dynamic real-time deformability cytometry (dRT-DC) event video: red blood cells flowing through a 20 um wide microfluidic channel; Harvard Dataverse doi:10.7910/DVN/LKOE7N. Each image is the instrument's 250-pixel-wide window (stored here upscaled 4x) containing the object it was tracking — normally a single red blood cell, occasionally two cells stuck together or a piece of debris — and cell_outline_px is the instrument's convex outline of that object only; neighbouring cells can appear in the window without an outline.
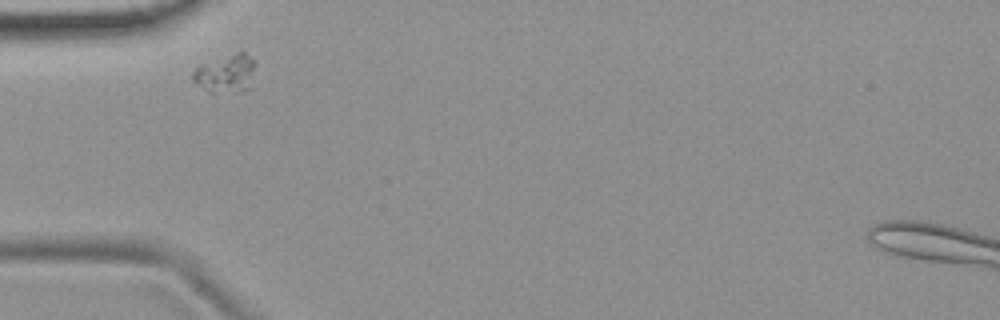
{"species": "common noctule bat (a hibernating species)", "species_latin": "Nyctalus noctula", "temperature_condition": "room temperature", "stored_images_in_passage": 6, "camera_frame_rate_fps": 3000, "um_per_image_px": 0.085, "animal": {"sex": "female", "body_mass_g": 19.9}, "frame": {"image": 1, "passage_image": 1, "time_ms": 0.0, "image_size_px": [1000, 320], "cell_outline_px": [[252, 88], [240, 92], [208, 92], [192, 80], [192, 72], [200, 64], [240, 48], [244, 48], [252, 60]], "centroid_in_image_um": [19.19, 6.2], "position_along_channel_um": 65.8, "area_um2": 14.39}}
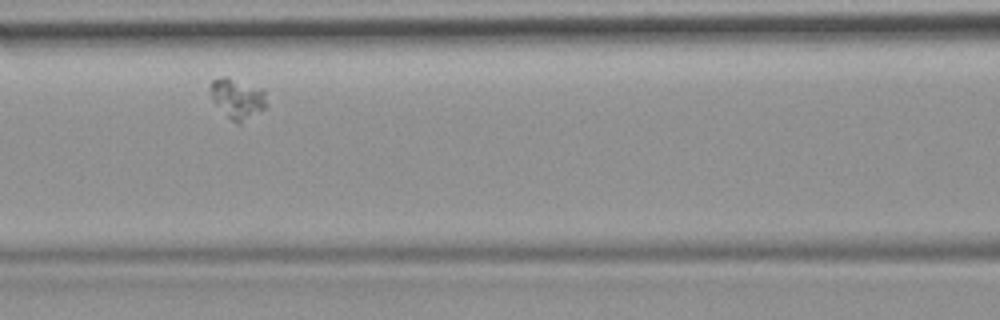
{"frame": {"image": 2, "passage_image": 3, "time_ms": 2.333, "image_size_px": [1000, 320], "cell_outline_px": [[268, 104], [264, 108], [240, 124], [236, 124], [212, 100], [212, 80], [220, 76], [228, 76], [264, 88]], "centroid_in_image_um": [20.24, 8.34], "position_along_channel_um": 146.4, "area_um2": 13.18}}
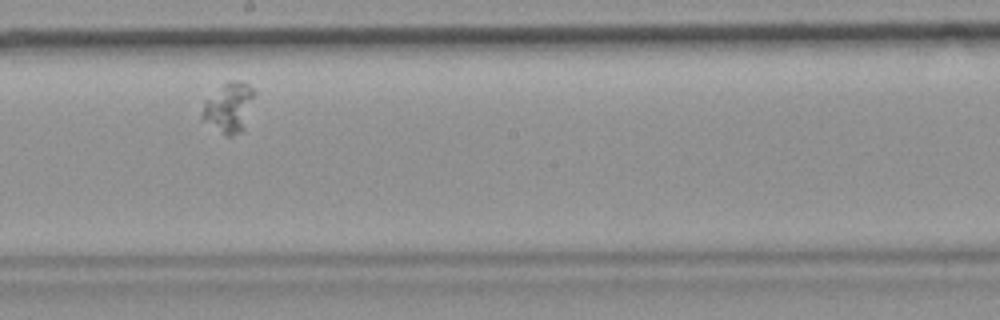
{"frame": {"image": 3, "passage_image": 5, "time_ms": 4.667, "image_size_px": [1000, 320], "cell_outline_px": [[252, 96], [244, 128], [240, 132], [232, 136], [228, 136], [200, 116], [204, 100], [220, 84], [228, 80], [244, 80], [252, 88]], "centroid_in_image_um": [19.41, 9.06], "position_along_channel_um": 228.8, "area_um2": 14.8}}